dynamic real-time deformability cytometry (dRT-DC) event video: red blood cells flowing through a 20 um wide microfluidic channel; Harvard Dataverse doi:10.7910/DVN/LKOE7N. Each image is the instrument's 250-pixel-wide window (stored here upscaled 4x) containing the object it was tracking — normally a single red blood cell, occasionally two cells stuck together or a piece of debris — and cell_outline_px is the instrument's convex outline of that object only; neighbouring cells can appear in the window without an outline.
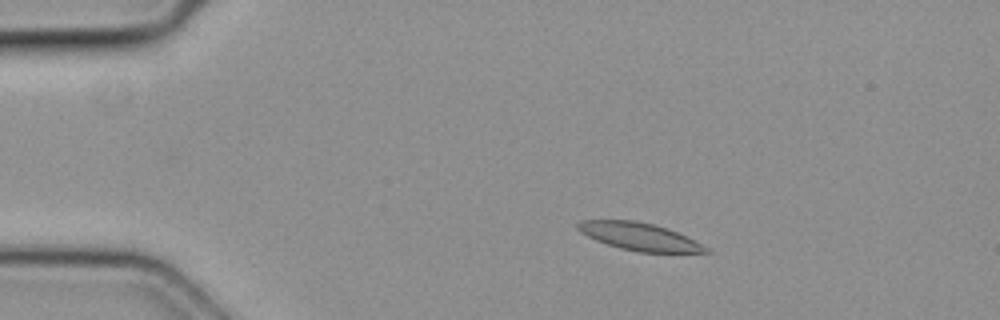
{"species": "common noctule bat (a hibernating species)", "species_latin": "Nyctalus noctula", "temperature_condition": "cold", "stored_images_in_passage": 47, "camera_frame_rate_fps": 3000, "um_per_image_px": 0.085, "animal": {"sex": "female", "body_mass_g": 19.3, "forearm_length_mm": 54.1}, "frame": {"image": 1, "passage_image": 9, "time_ms": 2.667, "image_size_px": [1000, 320], "cell_outline_px": [[712, 252], [636, 252], [620, 248], [596, 240], [580, 232], [576, 228], [576, 224], [584, 220], [636, 220], [668, 228], [708, 248]], "centroid_in_image_um": [54.29, 20.1], "position_along_channel_um": 30.7, "area_um2": 20.23}}
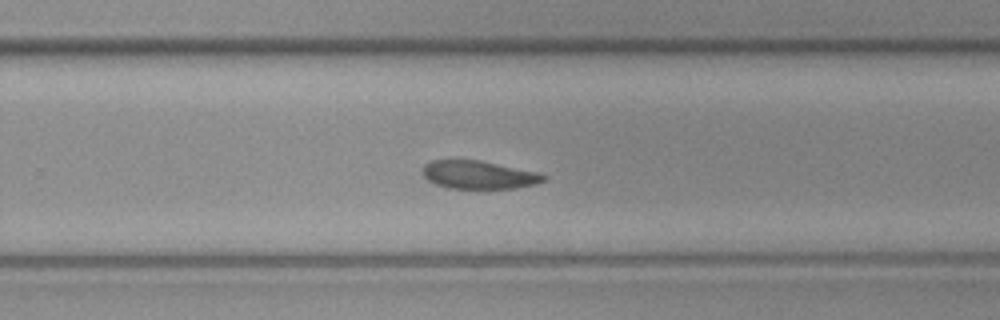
{"frame": {"image": 2, "passage_image": 32, "time_ms": 10.333, "image_size_px": [1000, 320], "cell_outline_px": [[548, 176], [544, 180], [536, 184], [516, 188], [448, 188], [436, 184], [428, 180], [424, 176], [424, 164], [432, 160], [480, 160], [536, 172]], "centroid_in_image_um": [40.69, 14.86], "position_along_channel_um": 289.1, "area_um2": 19.59}}
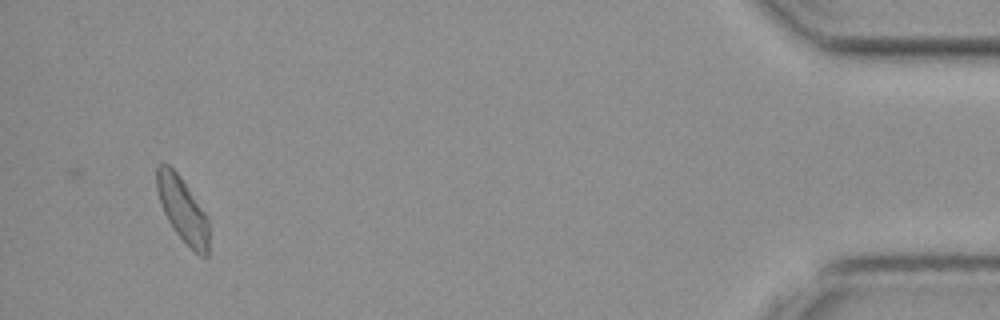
{"frame": {"image": 3, "passage_image": 47, "time_ms": 15.333, "image_size_px": [1000, 320], "cell_outline_px": [[208, 256], [200, 256], [176, 232], [168, 220], [164, 212], [156, 188], [156, 168], [160, 164], [168, 164], [180, 176], [208, 216]], "centroid_in_image_um": [15.52, 17.79], "position_along_channel_um": 419.7, "area_um2": 19.31}}